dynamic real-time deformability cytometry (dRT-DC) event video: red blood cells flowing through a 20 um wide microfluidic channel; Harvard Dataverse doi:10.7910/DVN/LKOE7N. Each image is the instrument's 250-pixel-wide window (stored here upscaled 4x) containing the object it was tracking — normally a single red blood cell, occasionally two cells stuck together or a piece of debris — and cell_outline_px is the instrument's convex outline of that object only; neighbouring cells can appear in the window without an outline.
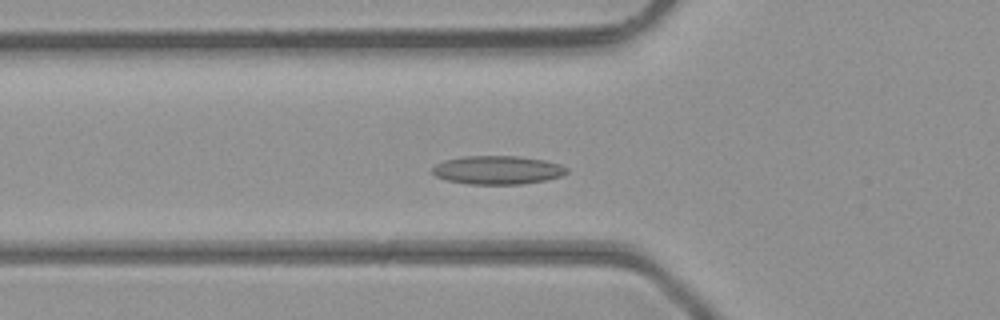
{"species": "common noctule bat (a hibernating species)", "species_latin": "Nyctalus noctula", "temperature_condition": "room temperature", "stored_images_in_passage": 46, "camera_frame_rate_fps": 3000, "um_per_image_px": 0.085, "animal": {"sex": "male", "body_mass_g": 23.1, "forearm_length_mm": 52.7}, "frame": {"image": 1, "passage_image": 15, "time_ms": 4.667, "image_size_px": [1000, 320], "cell_outline_px": [[568, 172], [564, 176], [544, 180], [520, 184], [468, 184], [448, 180], [436, 176], [432, 172], [432, 168], [436, 164], [444, 160], [464, 156], [520, 156], [544, 160], [560, 164], [568, 168]], "centroid_in_image_um": [42.32, 14.45], "position_along_channel_um": 83.5, "area_um2": 22.37}}
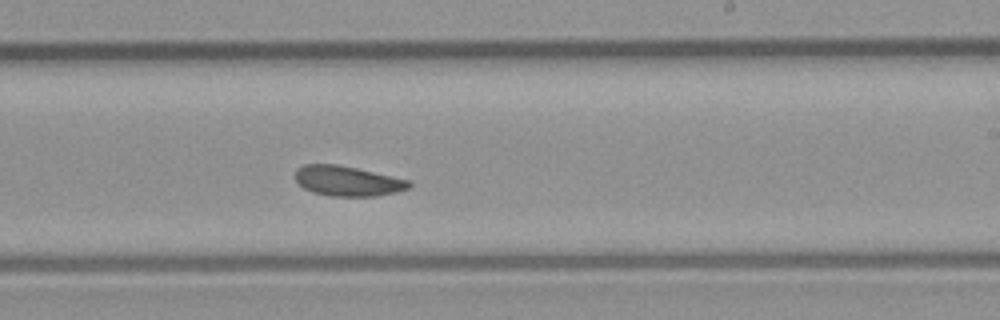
{"frame": {"image": 2, "passage_image": 27, "time_ms": 8.667, "image_size_px": [1000, 320], "cell_outline_px": [[412, 184], [408, 188], [396, 192], [376, 196], [328, 196], [312, 192], [304, 188], [296, 180], [296, 168], [304, 164], [336, 164], [356, 168], [408, 180]], "centroid_in_image_um": [29.51, 15.39], "position_along_channel_um": 259.5, "area_um2": 19.77}}
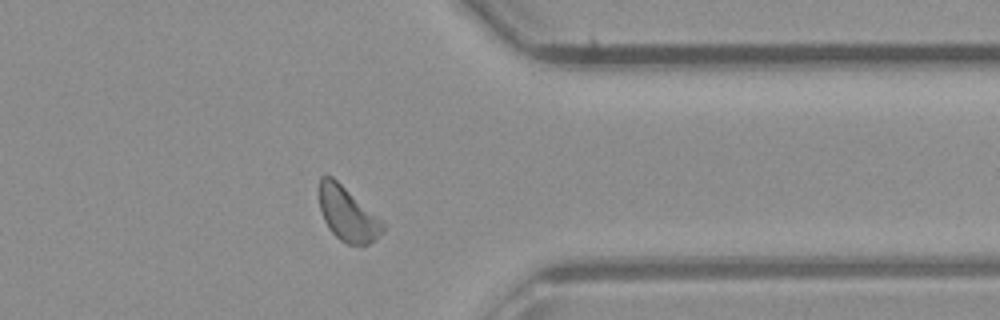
{"frame": {"image": 3, "passage_image": 36, "time_ms": 11.667, "image_size_px": [1000, 320], "cell_outline_px": [[384, 232], [368, 244], [360, 248], [348, 244], [340, 240], [328, 228], [324, 220], [320, 208], [320, 176], [332, 176], [384, 220]], "centroid_in_image_um": [29.59, 18.23], "position_along_channel_um": 381.8, "area_um2": 20.35}, "authors_computed_cell_mechanics": {"area_um2": 20.5768, "velocity_mm_per_s": 4.3779, "shape_relaxation_time_tau1_ms": 3.644, "shape_relaxation_time_tau2_ms": 7.7252, "deformation_change_tau1": 0.0722, "deformation_change_tau2": 0.1659}}